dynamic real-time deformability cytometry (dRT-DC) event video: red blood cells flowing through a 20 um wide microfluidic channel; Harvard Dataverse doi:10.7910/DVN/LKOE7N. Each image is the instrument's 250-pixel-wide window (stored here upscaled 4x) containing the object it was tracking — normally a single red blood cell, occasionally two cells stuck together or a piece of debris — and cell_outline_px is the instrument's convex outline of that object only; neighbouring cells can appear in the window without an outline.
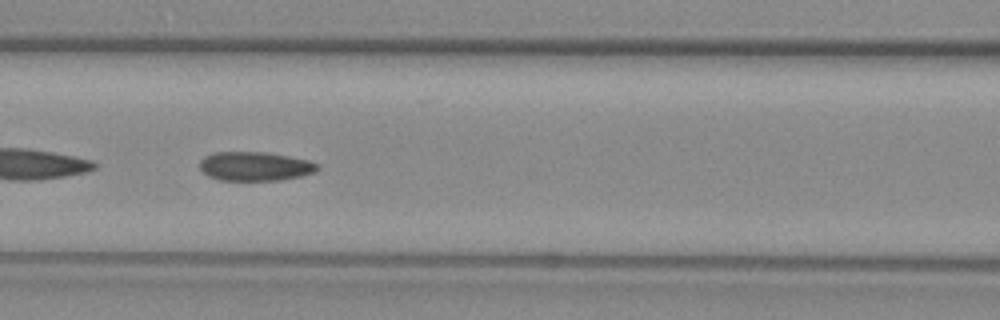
{"species": "common noctule bat (a hibernating species)", "species_latin": "Nyctalus noctula", "temperature_condition": "warm", "stored_images_in_passage": 43, "camera_frame_rate_fps": 3000, "um_per_image_px": 0.085, "animal": {"sex": "female", "body_mass_g": 29.2, "forearm_length_mm": 56.3}, "frame": {"image": 1, "passage_image": 13, "time_ms": 4.0, "image_size_px": [1000, 320], "cell_outline_px": [[320, 168], [316, 172], [300, 176], [280, 180], [220, 180], [208, 176], [200, 168], [200, 160], [204, 156], [216, 152], [264, 152], [288, 156], [308, 160], [316, 164]], "centroid_in_image_um": [21.67, 14.13], "position_along_channel_um": 144.9, "area_um2": 19.83}, "authors_computed_cell_mechanics": {"area_um2": 20.0566, "velocity_mm_per_s": 3.9509, "shape_relaxation_time_tau1_ms": null, "shape_relaxation_time_tau2_ms": 2.4988, "deformation_change_tau1": null, "deformation_change_tau2": 0.0711}}